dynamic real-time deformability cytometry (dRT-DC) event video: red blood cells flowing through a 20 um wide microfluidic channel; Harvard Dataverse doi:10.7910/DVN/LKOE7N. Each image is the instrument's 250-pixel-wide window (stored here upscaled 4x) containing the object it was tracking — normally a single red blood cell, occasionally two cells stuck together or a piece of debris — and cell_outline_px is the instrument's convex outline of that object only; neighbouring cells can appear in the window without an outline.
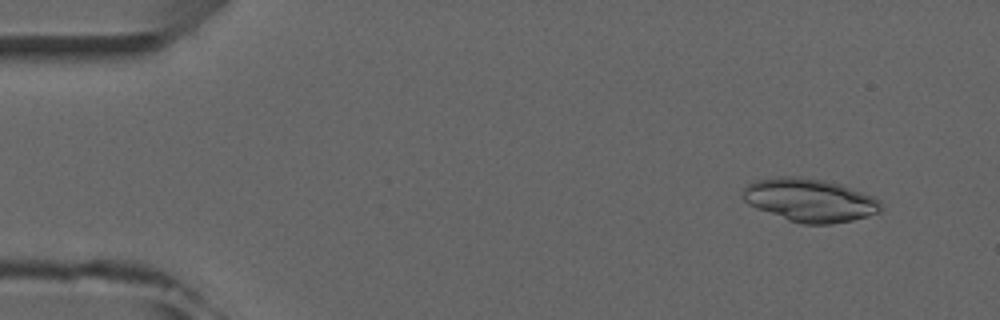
{"species": "common noctule bat (a hibernating species)", "species_latin": "Nyctalus noctula", "temperature_condition": "room temperature", "stored_images_in_passage": 5, "camera_frame_rate_fps": 3000, "um_per_image_px": 0.085, "animal": {"sex": "male", "forearm_length_mm": 52.5}, "frame": {"image": 1, "passage_image": 2, "time_ms": 1.0, "image_size_px": [1000, 320], "cell_outline_px": [[884, 208], [880, 212], [868, 216], [852, 220], [832, 224], [800, 224], [788, 220], [756, 208], [748, 204], [744, 200], [740, 192], [748, 184], [756, 180], [780, 176], [800, 176], [824, 180], [840, 184], [872, 196], [880, 200]], "centroid_in_image_um": [68.82, 17.01], "position_along_channel_um": 16.2, "area_um2": 34.97}}